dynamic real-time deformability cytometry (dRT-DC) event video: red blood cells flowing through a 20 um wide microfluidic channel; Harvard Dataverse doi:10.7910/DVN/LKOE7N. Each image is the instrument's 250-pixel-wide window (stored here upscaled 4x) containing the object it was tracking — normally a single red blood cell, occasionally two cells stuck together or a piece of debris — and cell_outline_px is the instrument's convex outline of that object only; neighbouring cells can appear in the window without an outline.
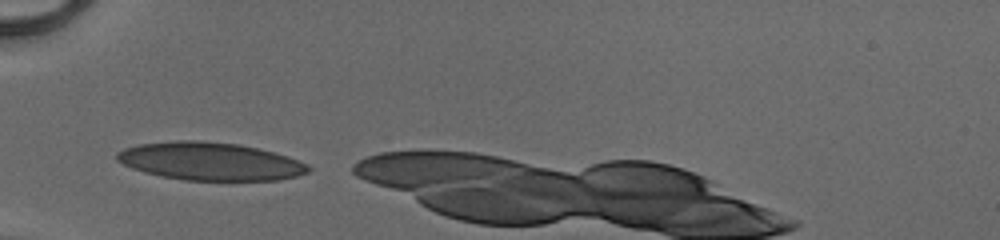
{"species": "human", "species_latin": "Homo sapiens", "temperature_condition": "cold", "stored_images_in_passage": 16, "camera_frame_rate_fps": 3000, "um_per_image_px": 0.085, "donor": {"sex": "male"}, "frame": {"image": 1, "passage_image": 1, "time_ms": 0.0, "image_size_px": [1000, 240], "cell_outline_px": [[312, 168], [308, 172], [296, 176], [280, 180], [184, 180], [160, 176], [144, 172], [132, 168], [116, 160], [116, 152], [124, 148], [140, 144], [176, 140], [200, 140], [240, 144], [288, 156], [308, 164]], "centroid_in_image_um": [17.85, 13.71], "position_along_channel_um": 67.1, "area_um2": 42.37}}
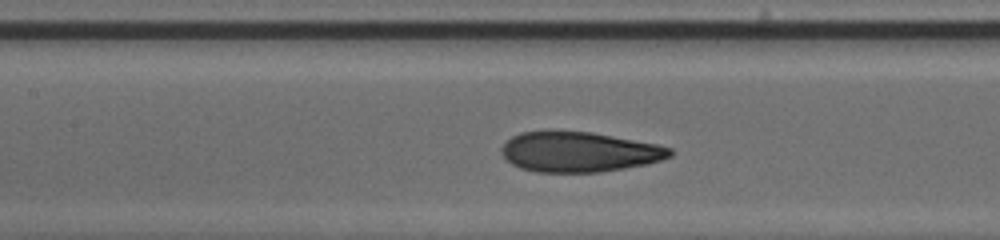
{"frame": {"image": 2, "passage_image": 8, "time_ms": 2.333, "image_size_px": [1000, 240], "cell_outline_px": [[676, 152], [672, 156], [648, 164], [600, 172], [536, 172], [520, 168], [512, 164], [500, 152], [500, 148], [512, 136], [520, 132], [592, 132], [656, 144], [672, 148]], "centroid_in_image_um": [49.25, 12.92], "position_along_channel_um": 158.1, "area_um2": 39.19}}
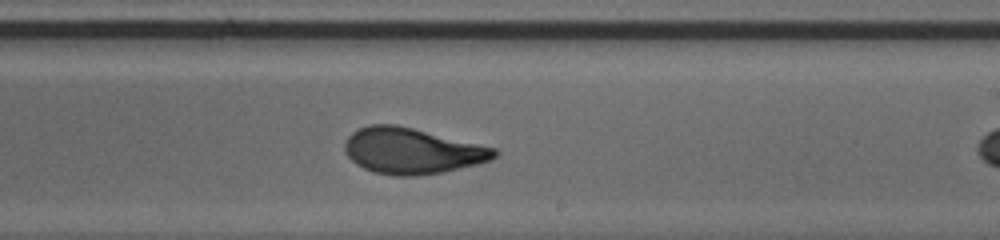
{"frame": {"image": 3, "passage_image": 15, "time_ms": 4.667, "image_size_px": [1000, 240], "cell_outline_px": [[500, 152], [492, 160], [476, 164], [440, 172], [420, 176], [396, 176], [372, 172], [356, 164], [344, 152], [344, 144], [348, 136], [352, 132], [368, 124], [396, 124], [496, 148]], "centroid_in_image_um": [34.99, 12.82], "position_along_channel_um": 254.0, "area_um2": 40.0}}